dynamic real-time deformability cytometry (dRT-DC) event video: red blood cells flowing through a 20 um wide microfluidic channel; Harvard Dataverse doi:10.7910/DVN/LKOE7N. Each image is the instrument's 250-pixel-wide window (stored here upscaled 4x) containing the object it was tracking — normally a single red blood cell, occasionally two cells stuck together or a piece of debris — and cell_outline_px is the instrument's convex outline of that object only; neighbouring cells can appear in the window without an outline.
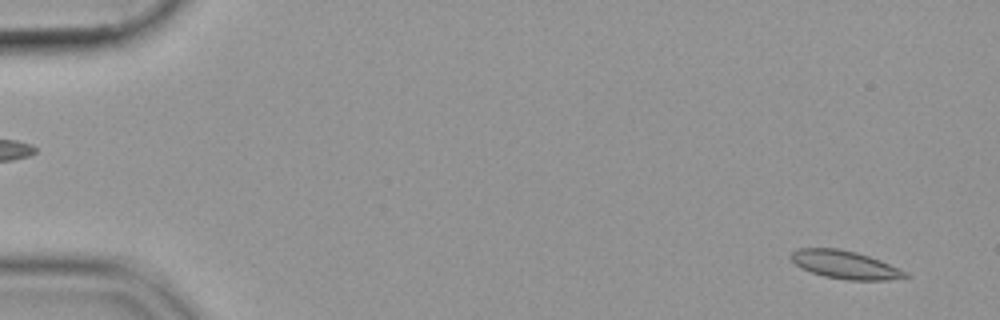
{"species": "common noctule bat (a hibernating species)", "species_latin": "Nyctalus noctula", "temperature_condition": "cold", "stored_images_in_passage": 54, "camera_frame_rate_fps": 3000, "um_per_image_px": 0.085, "animal": {"sex": "female", "body_mass_g": 19.9}, "frame": {"image": 1, "passage_image": 3, "time_ms": 0.667, "image_size_px": [1000, 320], "cell_outline_px": [[912, 276], [888, 280], [848, 280], [824, 276], [800, 268], [788, 256], [796, 248], [840, 248], [856, 252], [880, 260], [908, 272]], "centroid_in_image_um": [71.83, 22.5], "position_along_channel_um": 13.2, "area_um2": 18.79}}
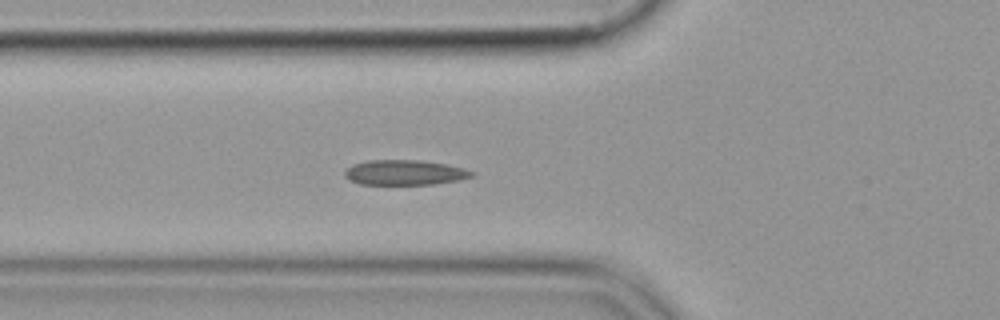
{"frame": {"image": 2, "passage_image": 20, "time_ms": 6.333, "image_size_px": [1000, 320], "cell_outline_px": [[476, 176], [460, 180], [432, 184], [360, 184], [348, 180], [344, 176], [344, 172], [352, 164], [368, 160], [420, 160], [448, 164], [464, 168], [476, 172]], "centroid_in_image_um": [34.44, 14.66], "position_along_channel_um": 91.4, "area_um2": 18.79}}
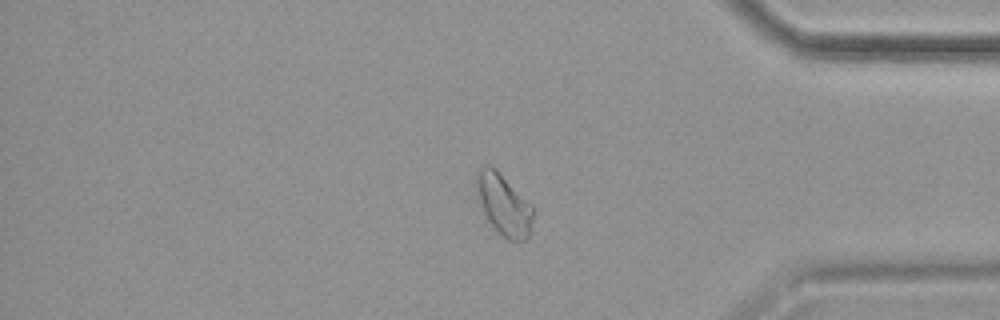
{"frame": {"image": 3, "passage_image": 46, "time_ms": 15.0, "image_size_px": [1000, 320], "cell_outline_px": [[532, 220], [528, 240], [508, 240], [488, 220], [484, 212], [476, 188], [476, 172], [484, 164], [492, 164], [532, 204]], "centroid_in_image_um": [42.82, 17.33], "position_along_channel_um": 392.4, "area_um2": 20.0}}